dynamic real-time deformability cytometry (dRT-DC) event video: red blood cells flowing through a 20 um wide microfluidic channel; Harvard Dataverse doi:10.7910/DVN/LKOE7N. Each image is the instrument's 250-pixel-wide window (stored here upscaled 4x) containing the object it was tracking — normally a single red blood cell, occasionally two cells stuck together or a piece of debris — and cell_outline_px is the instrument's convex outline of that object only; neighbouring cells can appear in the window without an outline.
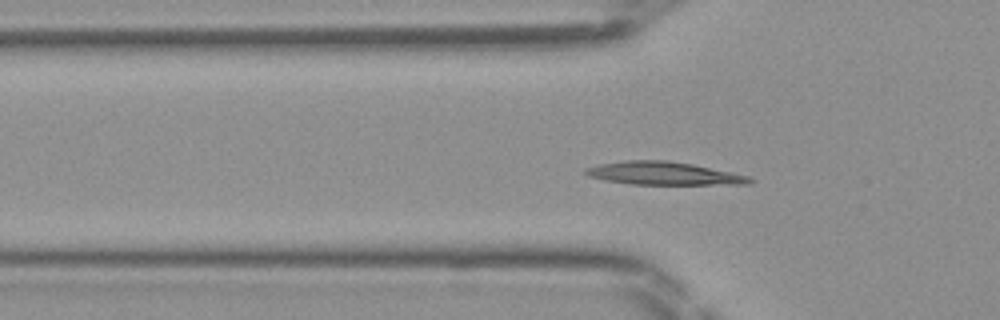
{"species": "Egyptian fruit bat (a non-hibernating species)", "species_latin": "Rousettus aegyptiacus", "temperature_condition": "room temperature", "stored_images_in_passage": 48, "camera_frame_rate_fps": 3000, "um_per_image_px": 0.085, "frame": {"image": 1, "passage_image": 15, "time_ms": 4.667, "image_size_px": [1000, 320], "cell_outline_px": [[756, 180], [748, 184], [632, 184], [608, 180], [588, 176], [584, 172], [584, 168], [600, 164], [624, 160], [668, 160], [692, 164], [732, 172], [748, 176]], "centroid_in_image_um": [56.42, 14.73], "position_along_channel_um": 69.4, "area_um2": 21.85}}
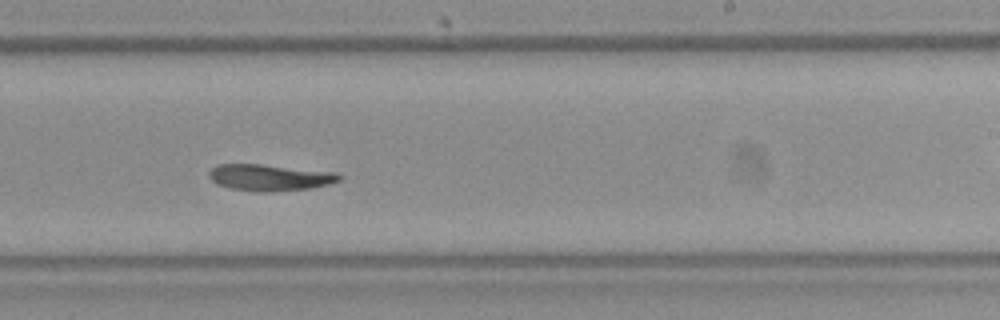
{"frame": {"image": 2, "passage_image": 29, "time_ms": 9.333, "image_size_px": [1000, 320], "cell_outline_px": [[340, 180], [328, 184], [312, 188], [268, 192], [256, 192], [232, 188], [216, 184], [208, 176], [208, 172], [216, 164], [260, 164], [336, 172], [340, 176]], "centroid_in_image_um": [22.89, 15.09], "position_along_channel_um": 266.1, "area_um2": 20.06}}
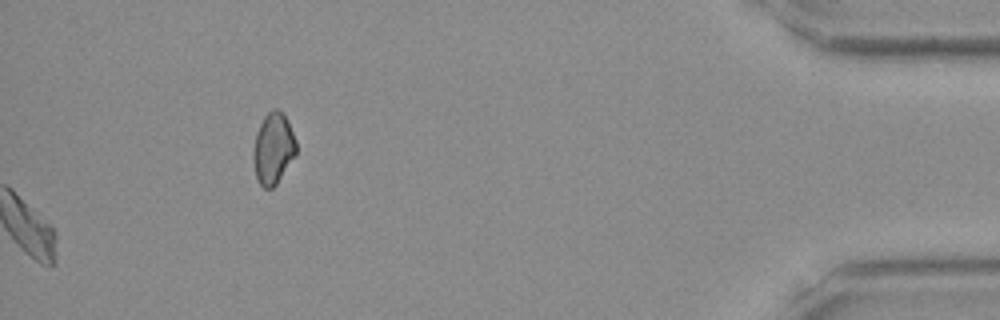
{"frame": {"image": 3, "passage_image": 48, "time_ms": 15.667, "image_size_px": [1000, 320], "cell_outline_px": [[296, 156], [276, 184], [272, 188], [264, 188], [256, 180], [252, 160], [252, 148], [256, 132], [264, 116], [272, 108], [276, 108], [284, 112], [288, 120], [296, 140]], "centroid_in_image_um": [23.21, 12.61], "position_along_channel_um": 412.0, "area_um2": 18.32}}